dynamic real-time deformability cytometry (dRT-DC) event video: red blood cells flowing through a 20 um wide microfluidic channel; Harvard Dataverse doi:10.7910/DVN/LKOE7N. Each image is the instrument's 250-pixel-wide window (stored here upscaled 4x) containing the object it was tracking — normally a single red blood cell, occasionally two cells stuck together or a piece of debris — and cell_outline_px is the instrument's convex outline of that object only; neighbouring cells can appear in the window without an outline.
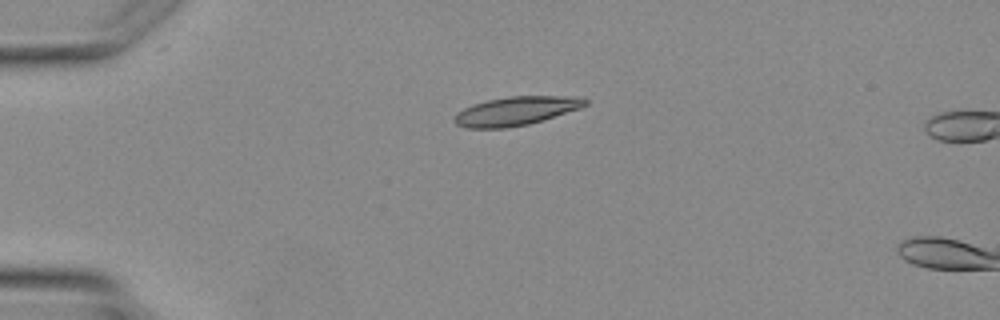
{"species": "Egyptian fruit bat (a non-hibernating species)", "species_latin": "Rousettus aegyptiacus", "temperature_condition": "warm", "stored_images_in_passage": 4, "camera_frame_rate_fps": 3000, "um_per_image_px": 0.085, "animal": {"sex": "female"}, "frame": {"image": 1, "passage_image": 3, "time_ms": 2.333, "image_size_px": [1000, 320], "cell_outline_px": [[588, 104], [580, 108], [544, 120], [528, 124], [504, 128], [464, 128], [456, 124], [452, 120], [456, 112], [472, 104], [488, 100], [508, 96], [576, 96], [588, 100]], "centroid_in_image_um": [43.83, 9.43], "position_along_channel_um": 41.2, "area_um2": 22.08}}